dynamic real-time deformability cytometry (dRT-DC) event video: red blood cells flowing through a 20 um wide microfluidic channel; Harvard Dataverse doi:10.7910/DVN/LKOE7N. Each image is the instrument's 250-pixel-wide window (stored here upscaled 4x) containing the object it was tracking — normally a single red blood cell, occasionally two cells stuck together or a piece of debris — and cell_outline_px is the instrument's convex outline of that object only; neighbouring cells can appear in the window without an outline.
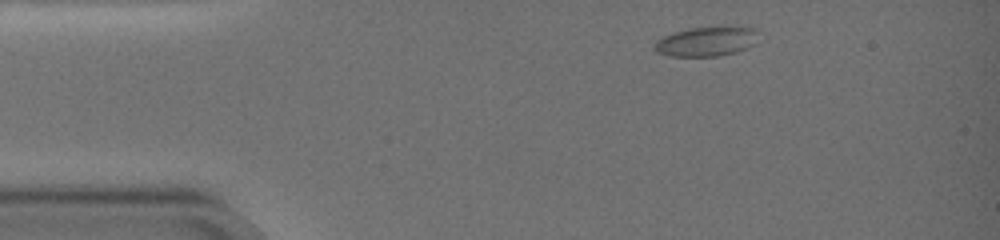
{"species": "common noctule bat (a hibernating species)", "species_latin": "Nyctalus noctula", "temperature_condition": "warm", "stored_images_in_passage": 54, "camera_frame_rate_fps": 3000, "um_per_image_px": 0.085, "animal": {"sex": "female", "body_mass_g": 19.0, "forearm_length_mm": 51.5}, "frame": {"image": 1, "passage_image": 1, "time_ms": 0.0, "image_size_px": [1000, 240], "cell_outline_px": [[740, 28], [736, 48], [732, 52], [712, 56], [676, 56], [660, 52], [656, 48], [656, 44], [660, 40], [668, 36], [692, 28]], "centroid_in_image_um": [59.52, 3.59], "position_along_channel_um": 25.5, "area_um2": 13.93}}
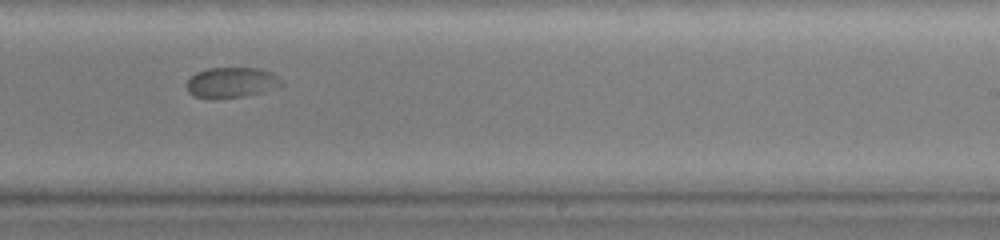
{"frame": {"image": 2, "passage_image": 33, "time_ms": 10.667, "image_size_px": [1000, 240], "cell_outline_px": [[284, 84], [244, 96], [196, 96], [188, 92], [188, 80], [196, 72], [208, 68], [264, 68], [272, 72]], "centroid_in_image_um": [19.69, 6.95], "position_along_channel_um": 269.3, "area_um2": 15.95}}
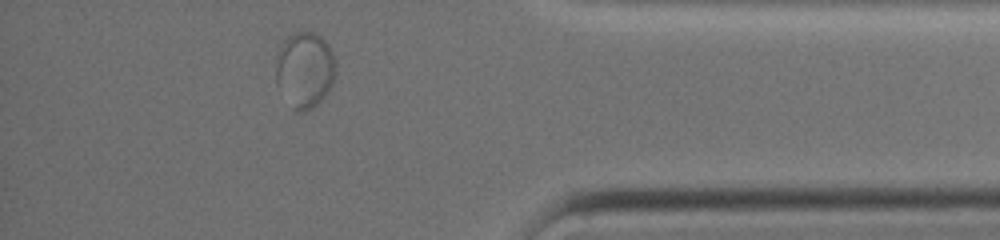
{"frame": {"image": 3, "passage_image": 49, "time_ms": 16.0, "image_size_px": [1000, 240], "cell_outline_px": [[336, 72], [332, 84], [328, 92], [312, 108], [300, 112], [296, 112], [276, 84], [276, 52], [284, 36], [296, 32], [312, 32], [320, 36], [328, 44], [336, 60]], "centroid_in_image_um": [25.89, 5.89], "position_along_channel_um": 409.3, "area_um2": 26.82}, "authors_computed_cell_mechanics": {"area_um2": 15.9239, "velocity_mm_per_s": 2.9193, "shape_relaxation_time_tau1_ms": 9.9233, "shape_relaxation_time_tau2_ms": null, "deformation_change_tau1": 0.1772, "deformation_change_tau2": null}}